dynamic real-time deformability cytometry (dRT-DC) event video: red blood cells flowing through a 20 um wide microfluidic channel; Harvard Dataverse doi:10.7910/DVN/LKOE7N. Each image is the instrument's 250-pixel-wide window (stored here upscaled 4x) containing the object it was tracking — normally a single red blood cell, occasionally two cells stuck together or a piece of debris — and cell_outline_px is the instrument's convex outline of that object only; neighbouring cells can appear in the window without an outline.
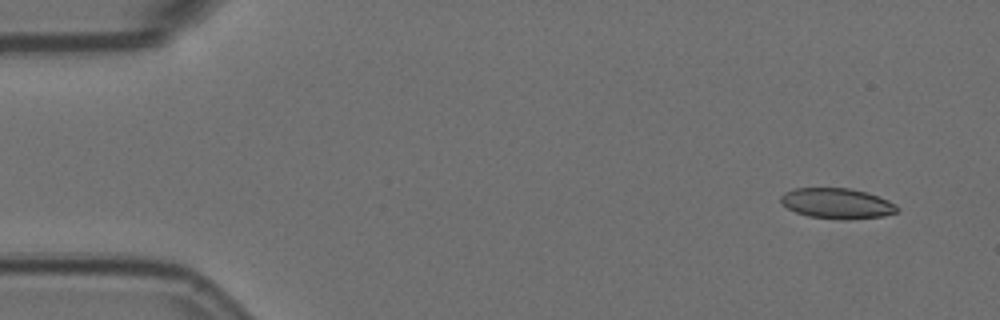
{"species": "Egyptian fruit bat (a non-hibernating species)", "species_latin": "Rousettus aegyptiacus", "temperature_condition": "room temperature", "stored_images_in_passage": 5, "camera_frame_rate_fps": 3000, "um_per_image_px": 0.085, "animal": {"sex": "female"}, "frame": {"image": 1, "passage_image": 1, "time_ms": 0.0, "image_size_px": [1000, 320], "cell_outline_px": [[900, 208], [896, 212], [884, 216], [844, 220], [840, 220], [808, 216], [796, 212], [788, 208], [780, 200], [780, 196], [784, 192], [792, 188], [848, 188], [868, 192], [880, 196], [896, 204]], "centroid_in_image_um": [71.17, 17.29], "position_along_channel_um": 13.8, "area_um2": 20.87}}
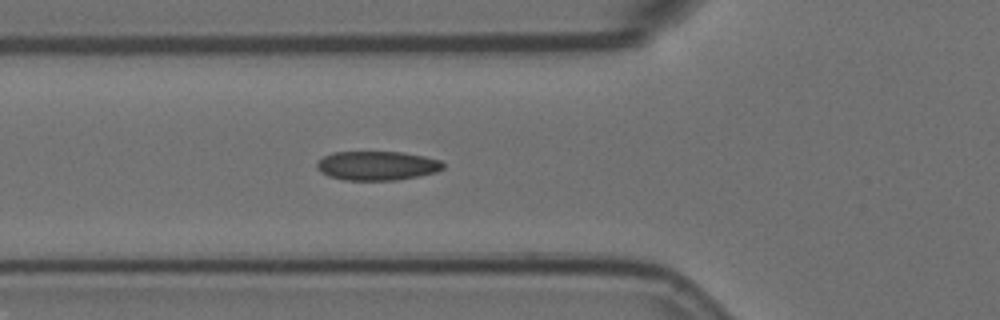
{"frame": {"image": 2, "passage_image": 5, "time_ms": 1.333, "image_size_px": [1000, 320], "cell_outline_px": [[444, 168], [436, 172], [396, 180], [344, 180], [328, 176], [320, 172], [316, 168], [316, 164], [324, 156], [332, 152], [404, 152], [424, 156], [440, 160], [444, 164]], "centroid_in_image_um": [32.03, 14.08], "position_along_channel_um": 93.8, "area_um2": 21.44}}